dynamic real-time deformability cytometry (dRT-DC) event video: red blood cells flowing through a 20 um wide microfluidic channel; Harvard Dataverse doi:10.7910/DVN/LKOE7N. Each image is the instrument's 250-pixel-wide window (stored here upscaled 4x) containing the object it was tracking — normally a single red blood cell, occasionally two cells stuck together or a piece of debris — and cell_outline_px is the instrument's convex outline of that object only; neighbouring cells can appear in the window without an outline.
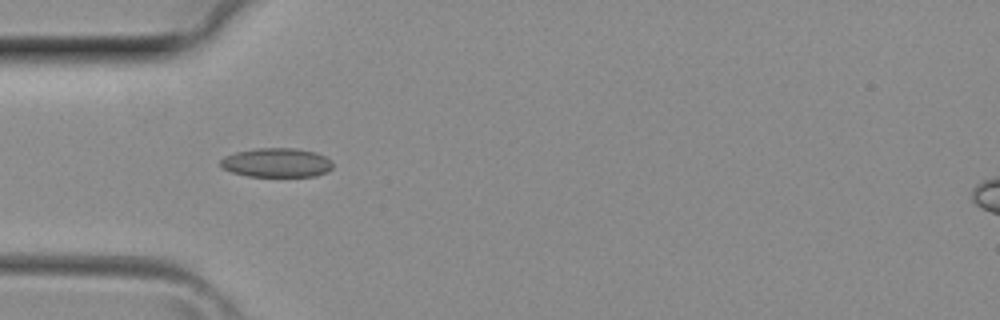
{"species": "common noctule bat (a hibernating species)", "species_latin": "Nyctalus noctula", "temperature_condition": "room temperature", "stored_images_in_passage": 27, "camera_frame_rate_fps": 3000, "um_per_image_px": 0.085, "animal": {"sex": "female", "body_mass_g": 29.2, "forearm_length_mm": 56.3}, "frame": {"image": 1, "passage_image": 4, "time_ms": 1.0, "image_size_px": [1000, 320], "cell_outline_px": [[332, 168], [316, 176], [248, 176], [232, 172], [224, 168], [220, 164], [220, 160], [224, 156], [236, 152], [256, 148], [296, 148], [316, 152], [324, 156], [332, 164]], "centroid_in_image_um": [23.49, 13.82], "position_along_channel_um": 61.5, "area_um2": 18.9}}
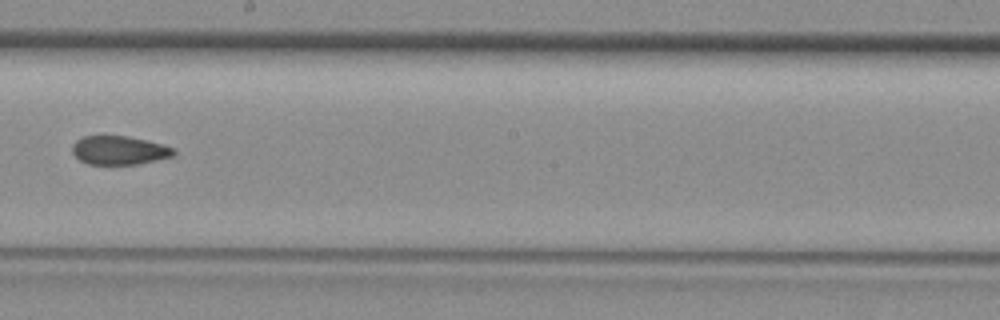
{"frame": {"image": 2, "passage_image": 14, "time_ms": 4.333, "image_size_px": [1000, 320], "cell_outline_px": [[176, 152], [172, 156], [140, 164], [88, 164], [80, 160], [72, 152], [72, 144], [76, 140], [84, 136], [128, 136], [164, 144], [176, 148]], "centroid_in_image_um": [10.16, 12.77], "position_along_channel_um": 238.0, "area_um2": 17.05}}
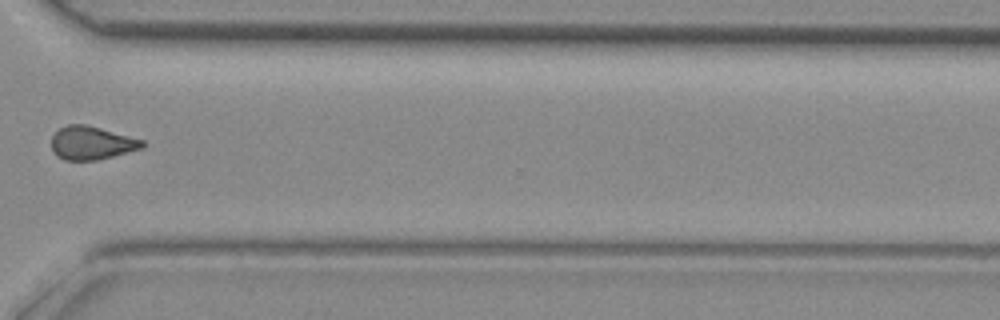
{"frame": {"image": 3, "passage_image": 21, "time_ms": 6.667, "image_size_px": [1000, 320], "cell_outline_px": [[144, 148], [96, 160], [64, 160], [56, 156], [52, 152], [52, 136], [60, 128], [68, 124], [84, 124], [100, 128], [144, 140]], "centroid_in_image_um": [7.77, 12.16], "position_along_channel_um": 362.8, "area_um2": 17.57}}